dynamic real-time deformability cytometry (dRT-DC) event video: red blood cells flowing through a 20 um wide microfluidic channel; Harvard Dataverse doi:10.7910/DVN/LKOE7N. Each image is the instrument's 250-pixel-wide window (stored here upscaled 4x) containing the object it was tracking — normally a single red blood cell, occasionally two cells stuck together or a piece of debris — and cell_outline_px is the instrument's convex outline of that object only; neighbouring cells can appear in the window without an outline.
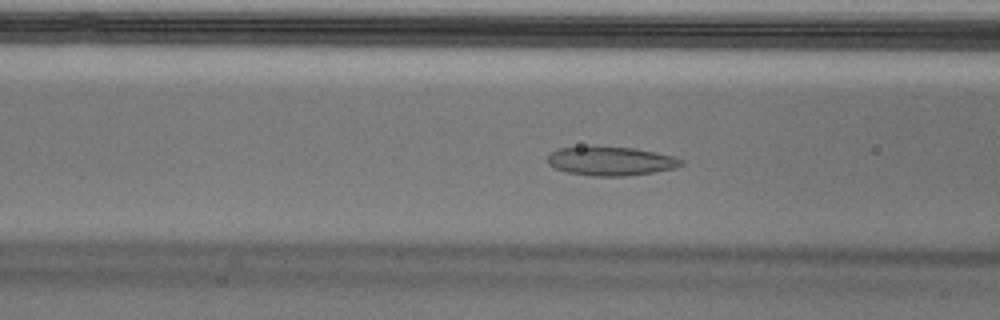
{"species": "Egyptian fruit bat (a non-hibernating species)", "species_latin": "Rousettus aegyptiacus", "temperature_condition": "cold", "stored_images_in_passage": 55, "camera_frame_rate_fps": 3000, "um_per_image_px": 0.085, "animal": {"sex": "male"}, "frame": {"image": 1, "passage_image": 21, "time_ms": 6.667, "image_size_px": [1000, 320], "cell_outline_px": [[684, 164], [676, 168], [652, 172], [624, 176], [592, 176], [568, 172], [556, 168], [548, 164], [548, 156], [556, 148], [632, 148], [672, 156], [684, 160]], "centroid_in_image_um": [51.94, 13.72], "position_along_channel_um": 114.7, "area_um2": 21.79}}
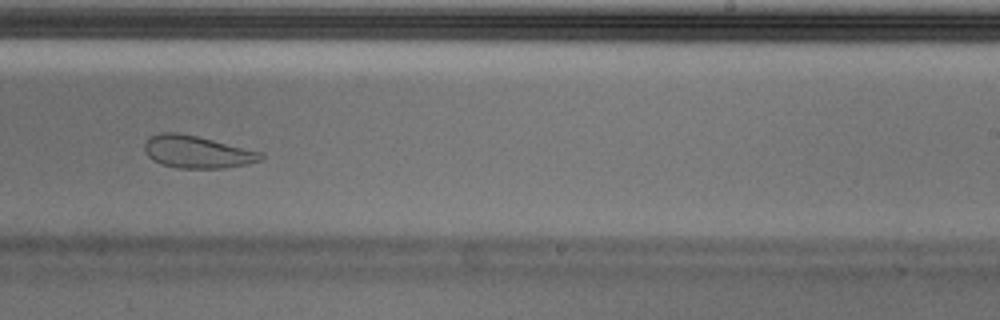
{"frame": {"image": 2, "passage_image": 34, "time_ms": 11.0, "image_size_px": [1000, 320], "cell_outline_px": [[264, 156], [260, 160], [248, 164], [224, 168], [176, 168], [160, 164], [152, 160], [144, 152], [144, 144], [152, 136], [160, 132], [176, 132], [196, 136], [264, 152]], "centroid_in_image_um": [16.75, 12.92], "position_along_channel_um": 272.2, "area_um2": 22.02}}
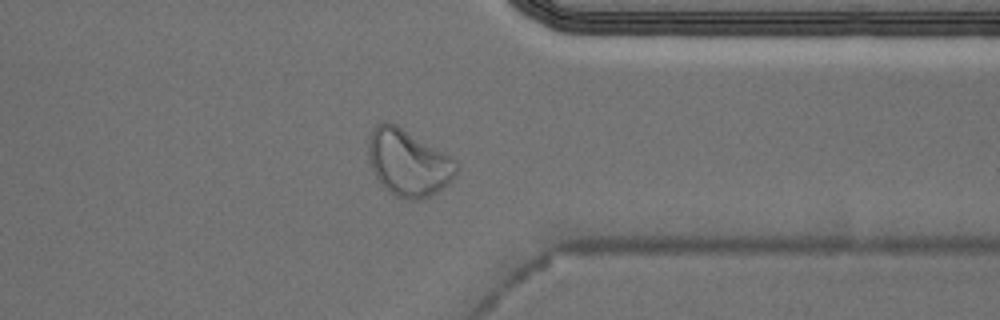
{"frame": {"image": 3, "passage_image": 43, "time_ms": 14.0, "image_size_px": [1000, 320], "cell_outline_px": [[460, 168], [456, 176], [448, 184], [432, 196], [420, 200], [408, 200], [396, 196], [388, 192], [380, 184], [368, 160], [368, 140], [372, 128], [380, 120], [388, 120], [396, 124], [452, 156], [456, 160]], "centroid_in_image_um": [34.72, 13.82], "position_along_channel_um": 376.7, "area_um2": 35.03}, "authors_computed_cell_mechanics": {"area_um2": 24.276, "velocity_mm_per_s": 3.6389, "shape_relaxation_time_tau1_ms": null, "shape_relaxation_time_tau2_ms": 1.8712, "deformation_change_tau1": null, "deformation_change_tau2": 0.0697}}